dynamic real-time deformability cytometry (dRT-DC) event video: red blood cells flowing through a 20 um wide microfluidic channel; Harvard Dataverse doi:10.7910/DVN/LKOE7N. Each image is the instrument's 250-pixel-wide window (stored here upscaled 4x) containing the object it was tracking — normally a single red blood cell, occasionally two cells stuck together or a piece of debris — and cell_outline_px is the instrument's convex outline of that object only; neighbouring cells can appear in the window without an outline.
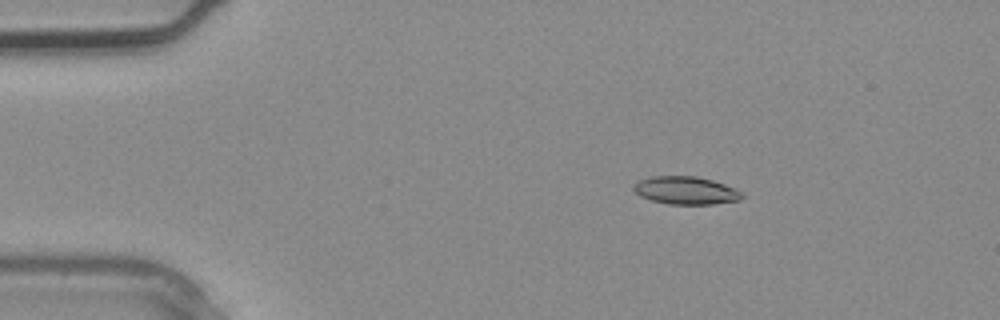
{"species": "common noctule bat (a hibernating species)", "species_latin": "Nyctalus noctula", "temperature_condition": "warm", "stored_images_in_passage": 4, "camera_frame_rate_fps": 3000, "um_per_image_px": 0.085, "animal": {"sex": "male", "body_mass_g": 20.4}, "frame": {"image": 1, "passage_image": 2, "time_ms": 0.333, "image_size_px": [1000, 320], "cell_outline_px": [[744, 196], [740, 200], [712, 204], [668, 204], [652, 200], [640, 196], [632, 188], [636, 180], [652, 176], [696, 176], [712, 180], [724, 184], [744, 192]], "centroid_in_image_um": [58.29, 16.18], "position_along_channel_um": 26.7, "area_um2": 17.69}}